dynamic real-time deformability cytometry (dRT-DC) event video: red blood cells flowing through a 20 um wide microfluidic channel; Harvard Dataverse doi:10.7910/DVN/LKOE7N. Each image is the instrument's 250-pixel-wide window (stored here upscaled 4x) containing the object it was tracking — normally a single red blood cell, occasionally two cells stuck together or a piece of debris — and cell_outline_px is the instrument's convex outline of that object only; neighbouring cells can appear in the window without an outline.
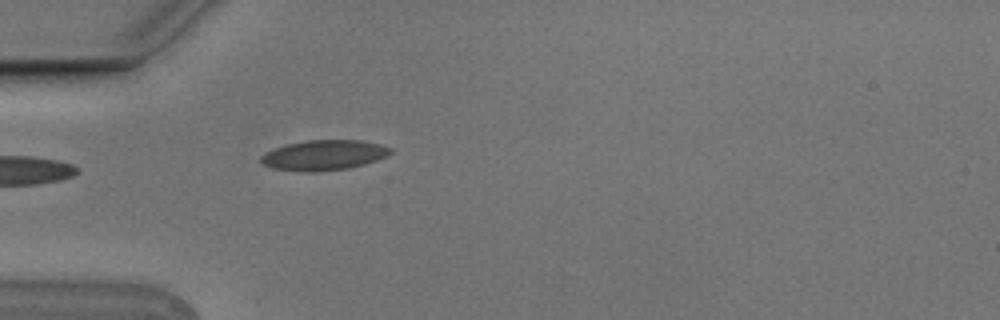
{"species": "Egyptian fruit bat (a non-hibernating species)", "species_latin": "Rousettus aegyptiacus", "temperature_condition": "cold", "stored_images_in_passage": 5, "camera_frame_rate_fps": 3000, "um_per_image_px": 0.085, "animal": {"sex": "male"}, "frame": {"image": 1, "passage_image": 5, "time_ms": 1.333, "image_size_px": [1000, 320], "cell_outline_px": [[396, 152], [388, 156], [364, 164], [348, 168], [316, 172], [304, 172], [276, 168], [264, 164], [260, 160], [260, 156], [276, 148], [288, 144], [308, 140], [360, 140], [380, 144], [392, 148]], "centroid_in_image_um": [27.61, 13.18], "position_along_channel_um": 57.4, "area_um2": 22.66}}